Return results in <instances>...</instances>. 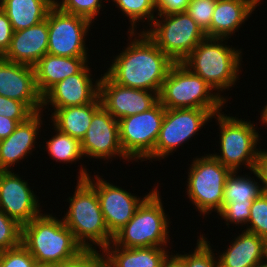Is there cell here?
<instances>
[{
    "label": "cell",
    "instance_id": "6da1fadb",
    "mask_svg": "<svg viewBox=\"0 0 267 267\" xmlns=\"http://www.w3.org/2000/svg\"><path fill=\"white\" fill-rule=\"evenodd\" d=\"M128 34L127 47L114 57L105 73L119 85L149 90L159 95L175 62L145 32Z\"/></svg>",
    "mask_w": 267,
    "mask_h": 267
},
{
    "label": "cell",
    "instance_id": "7a4b0ae2",
    "mask_svg": "<svg viewBox=\"0 0 267 267\" xmlns=\"http://www.w3.org/2000/svg\"><path fill=\"white\" fill-rule=\"evenodd\" d=\"M21 244L37 264L54 267L66 264L84 251L63 219L47 213L22 225Z\"/></svg>",
    "mask_w": 267,
    "mask_h": 267
},
{
    "label": "cell",
    "instance_id": "3957f363",
    "mask_svg": "<svg viewBox=\"0 0 267 267\" xmlns=\"http://www.w3.org/2000/svg\"><path fill=\"white\" fill-rule=\"evenodd\" d=\"M224 40L228 38L206 37L182 63L193 73L199 75L228 103V98L221 92L226 89L228 91L236 85L243 58L241 48L240 50L232 48L224 44Z\"/></svg>",
    "mask_w": 267,
    "mask_h": 267
},
{
    "label": "cell",
    "instance_id": "277c9868",
    "mask_svg": "<svg viewBox=\"0 0 267 267\" xmlns=\"http://www.w3.org/2000/svg\"><path fill=\"white\" fill-rule=\"evenodd\" d=\"M77 181L74 194L67 199L70 205L63 222L84 250L98 247L103 251L113 241V236L107 229L97 192L86 179Z\"/></svg>",
    "mask_w": 267,
    "mask_h": 267
},
{
    "label": "cell",
    "instance_id": "5b68a950",
    "mask_svg": "<svg viewBox=\"0 0 267 267\" xmlns=\"http://www.w3.org/2000/svg\"><path fill=\"white\" fill-rule=\"evenodd\" d=\"M158 185L143 200L128 223L114 236L121 248L168 247L170 218L166 215Z\"/></svg>",
    "mask_w": 267,
    "mask_h": 267
},
{
    "label": "cell",
    "instance_id": "8992f818",
    "mask_svg": "<svg viewBox=\"0 0 267 267\" xmlns=\"http://www.w3.org/2000/svg\"><path fill=\"white\" fill-rule=\"evenodd\" d=\"M214 89L182 62H175L165 78L159 102L166 109L197 108L217 114L226 101Z\"/></svg>",
    "mask_w": 267,
    "mask_h": 267
},
{
    "label": "cell",
    "instance_id": "52a82bcc",
    "mask_svg": "<svg viewBox=\"0 0 267 267\" xmlns=\"http://www.w3.org/2000/svg\"><path fill=\"white\" fill-rule=\"evenodd\" d=\"M222 113L219 112L213 116L217 118V125H219L220 153L212 155L232 172H238L244 164V168L254 170L261 147L256 148L261 136L256 130L255 123Z\"/></svg>",
    "mask_w": 267,
    "mask_h": 267
},
{
    "label": "cell",
    "instance_id": "ba28073f",
    "mask_svg": "<svg viewBox=\"0 0 267 267\" xmlns=\"http://www.w3.org/2000/svg\"><path fill=\"white\" fill-rule=\"evenodd\" d=\"M149 27L142 32L174 62H182L207 37L186 12L157 13Z\"/></svg>",
    "mask_w": 267,
    "mask_h": 267
},
{
    "label": "cell",
    "instance_id": "9c48e42d",
    "mask_svg": "<svg viewBox=\"0 0 267 267\" xmlns=\"http://www.w3.org/2000/svg\"><path fill=\"white\" fill-rule=\"evenodd\" d=\"M187 194L200 214L219 213L223 207V193L231 170L212 154L196 157L188 167Z\"/></svg>",
    "mask_w": 267,
    "mask_h": 267
},
{
    "label": "cell",
    "instance_id": "30bf717a",
    "mask_svg": "<svg viewBox=\"0 0 267 267\" xmlns=\"http://www.w3.org/2000/svg\"><path fill=\"white\" fill-rule=\"evenodd\" d=\"M164 116L158 101L147 111L118 120L120 143L131 162H142L154 151Z\"/></svg>",
    "mask_w": 267,
    "mask_h": 267
},
{
    "label": "cell",
    "instance_id": "8fae6325",
    "mask_svg": "<svg viewBox=\"0 0 267 267\" xmlns=\"http://www.w3.org/2000/svg\"><path fill=\"white\" fill-rule=\"evenodd\" d=\"M214 113L206 109L181 108L166 109L161 125L160 133L155 144L154 151L144 160L164 159L174 153L183 143L198 135L197 132L203 128ZM174 151V152H173Z\"/></svg>",
    "mask_w": 267,
    "mask_h": 267
},
{
    "label": "cell",
    "instance_id": "7c38bea8",
    "mask_svg": "<svg viewBox=\"0 0 267 267\" xmlns=\"http://www.w3.org/2000/svg\"><path fill=\"white\" fill-rule=\"evenodd\" d=\"M91 24L86 18L63 12L54 5L48 12L47 53L62 57H88L85 37Z\"/></svg>",
    "mask_w": 267,
    "mask_h": 267
},
{
    "label": "cell",
    "instance_id": "4fadbf2b",
    "mask_svg": "<svg viewBox=\"0 0 267 267\" xmlns=\"http://www.w3.org/2000/svg\"><path fill=\"white\" fill-rule=\"evenodd\" d=\"M85 167H81L78 179H86L96 190L102 214L109 233L114 236L134 216L138 206L153 191L150 190L143 198L134 196L124 188L107 182L103 176L93 178ZM92 178V179H91Z\"/></svg>",
    "mask_w": 267,
    "mask_h": 267
},
{
    "label": "cell",
    "instance_id": "5bb4252c",
    "mask_svg": "<svg viewBox=\"0 0 267 267\" xmlns=\"http://www.w3.org/2000/svg\"><path fill=\"white\" fill-rule=\"evenodd\" d=\"M99 98L116 120L147 111L159 101L156 92L119 85L106 73L100 76Z\"/></svg>",
    "mask_w": 267,
    "mask_h": 267
},
{
    "label": "cell",
    "instance_id": "9a60e30c",
    "mask_svg": "<svg viewBox=\"0 0 267 267\" xmlns=\"http://www.w3.org/2000/svg\"><path fill=\"white\" fill-rule=\"evenodd\" d=\"M81 149L88 158L108 160L119 156L127 162L130 160L120 143L118 120L103 106L93 114L90 127L81 140Z\"/></svg>",
    "mask_w": 267,
    "mask_h": 267
},
{
    "label": "cell",
    "instance_id": "2e32d148",
    "mask_svg": "<svg viewBox=\"0 0 267 267\" xmlns=\"http://www.w3.org/2000/svg\"><path fill=\"white\" fill-rule=\"evenodd\" d=\"M0 171V209L20 225L41 215L40 200L18 173Z\"/></svg>",
    "mask_w": 267,
    "mask_h": 267
},
{
    "label": "cell",
    "instance_id": "e0dca14e",
    "mask_svg": "<svg viewBox=\"0 0 267 267\" xmlns=\"http://www.w3.org/2000/svg\"><path fill=\"white\" fill-rule=\"evenodd\" d=\"M0 96L23 102L33 113L45 110L36 86L34 67L3 57H0Z\"/></svg>",
    "mask_w": 267,
    "mask_h": 267
},
{
    "label": "cell",
    "instance_id": "ac0fdd59",
    "mask_svg": "<svg viewBox=\"0 0 267 267\" xmlns=\"http://www.w3.org/2000/svg\"><path fill=\"white\" fill-rule=\"evenodd\" d=\"M90 71L91 69L87 64L79 73L55 84L42 97V109H46V107L48 109L49 105H52L50 107L53 109H59L92 103L99 96L100 79L93 80Z\"/></svg>",
    "mask_w": 267,
    "mask_h": 267
},
{
    "label": "cell",
    "instance_id": "d6986e66",
    "mask_svg": "<svg viewBox=\"0 0 267 267\" xmlns=\"http://www.w3.org/2000/svg\"><path fill=\"white\" fill-rule=\"evenodd\" d=\"M43 110L34 113L26 121L19 123L14 132L0 140V171H13V166L31 155L38 145L37 138L43 125ZM37 143V144H36ZM35 146V147H34Z\"/></svg>",
    "mask_w": 267,
    "mask_h": 267
},
{
    "label": "cell",
    "instance_id": "ffe728a7",
    "mask_svg": "<svg viewBox=\"0 0 267 267\" xmlns=\"http://www.w3.org/2000/svg\"><path fill=\"white\" fill-rule=\"evenodd\" d=\"M48 50V15L37 25L13 32L11 44L2 56L8 61L34 67Z\"/></svg>",
    "mask_w": 267,
    "mask_h": 267
},
{
    "label": "cell",
    "instance_id": "44dd1931",
    "mask_svg": "<svg viewBox=\"0 0 267 267\" xmlns=\"http://www.w3.org/2000/svg\"><path fill=\"white\" fill-rule=\"evenodd\" d=\"M260 1L217 0L210 24V38H231L260 6Z\"/></svg>",
    "mask_w": 267,
    "mask_h": 267
},
{
    "label": "cell",
    "instance_id": "7402d4cb",
    "mask_svg": "<svg viewBox=\"0 0 267 267\" xmlns=\"http://www.w3.org/2000/svg\"><path fill=\"white\" fill-rule=\"evenodd\" d=\"M88 57H62L46 53L34 66L36 86L43 97L55 84L79 73L87 64Z\"/></svg>",
    "mask_w": 267,
    "mask_h": 267
},
{
    "label": "cell",
    "instance_id": "603a6c76",
    "mask_svg": "<svg viewBox=\"0 0 267 267\" xmlns=\"http://www.w3.org/2000/svg\"><path fill=\"white\" fill-rule=\"evenodd\" d=\"M233 240L218 256L219 267H255L266 258V240L260 236L243 230Z\"/></svg>",
    "mask_w": 267,
    "mask_h": 267
},
{
    "label": "cell",
    "instance_id": "cb8c5ba5",
    "mask_svg": "<svg viewBox=\"0 0 267 267\" xmlns=\"http://www.w3.org/2000/svg\"><path fill=\"white\" fill-rule=\"evenodd\" d=\"M167 247L121 248L111 242L103 253L108 267H162L165 258L172 254Z\"/></svg>",
    "mask_w": 267,
    "mask_h": 267
},
{
    "label": "cell",
    "instance_id": "d4e9b609",
    "mask_svg": "<svg viewBox=\"0 0 267 267\" xmlns=\"http://www.w3.org/2000/svg\"><path fill=\"white\" fill-rule=\"evenodd\" d=\"M99 96L90 104L69 106L54 110L51 114L53 127L81 141L90 127L93 114L101 107Z\"/></svg>",
    "mask_w": 267,
    "mask_h": 267
},
{
    "label": "cell",
    "instance_id": "484cf974",
    "mask_svg": "<svg viewBox=\"0 0 267 267\" xmlns=\"http://www.w3.org/2000/svg\"><path fill=\"white\" fill-rule=\"evenodd\" d=\"M55 0H4L0 7L7 14L14 32L37 25L47 18Z\"/></svg>",
    "mask_w": 267,
    "mask_h": 267
},
{
    "label": "cell",
    "instance_id": "4316f807",
    "mask_svg": "<svg viewBox=\"0 0 267 267\" xmlns=\"http://www.w3.org/2000/svg\"><path fill=\"white\" fill-rule=\"evenodd\" d=\"M237 174V171H233L226 179L223 204L252 205L254 199L264 192L262 185L257 179L255 181L254 176Z\"/></svg>",
    "mask_w": 267,
    "mask_h": 267
},
{
    "label": "cell",
    "instance_id": "83f0119b",
    "mask_svg": "<svg viewBox=\"0 0 267 267\" xmlns=\"http://www.w3.org/2000/svg\"><path fill=\"white\" fill-rule=\"evenodd\" d=\"M55 135L46 142V150L52 160L62 163H73L79 161L84 156L81 149V141L67 134L60 132L57 128H52Z\"/></svg>",
    "mask_w": 267,
    "mask_h": 267
},
{
    "label": "cell",
    "instance_id": "f1b7e54d",
    "mask_svg": "<svg viewBox=\"0 0 267 267\" xmlns=\"http://www.w3.org/2000/svg\"><path fill=\"white\" fill-rule=\"evenodd\" d=\"M115 6L127 16L130 27L128 32H136L137 22L148 21L150 26L156 17L154 12L157 11L156 0H112ZM117 4V5H116Z\"/></svg>",
    "mask_w": 267,
    "mask_h": 267
},
{
    "label": "cell",
    "instance_id": "f546056e",
    "mask_svg": "<svg viewBox=\"0 0 267 267\" xmlns=\"http://www.w3.org/2000/svg\"><path fill=\"white\" fill-rule=\"evenodd\" d=\"M201 234L198 237L196 248L187 254L176 253L185 263L187 267H219L218 257L213 253L210 241Z\"/></svg>",
    "mask_w": 267,
    "mask_h": 267
},
{
    "label": "cell",
    "instance_id": "4dcf8cb0",
    "mask_svg": "<svg viewBox=\"0 0 267 267\" xmlns=\"http://www.w3.org/2000/svg\"><path fill=\"white\" fill-rule=\"evenodd\" d=\"M107 1L109 0H104V2ZM54 2L63 12L86 18L92 23L100 14L102 6L104 7L103 0H55Z\"/></svg>",
    "mask_w": 267,
    "mask_h": 267
},
{
    "label": "cell",
    "instance_id": "1f68e13d",
    "mask_svg": "<svg viewBox=\"0 0 267 267\" xmlns=\"http://www.w3.org/2000/svg\"><path fill=\"white\" fill-rule=\"evenodd\" d=\"M244 230L267 240V193L263 192L257 199H254L250 208L248 225Z\"/></svg>",
    "mask_w": 267,
    "mask_h": 267
},
{
    "label": "cell",
    "instance_id": "d6a6232c",
    "mask_svg": "<svg viewBox=\"0 0 267 267\" xmlns=\"http://www.w3.org/2000/svg\"><path fill=\"white\" fill-rule=\"evenodd\" d=\"M21 236L22 225L0 209V251L18 247Z\"/></svg>",
    "mask_w": 267,
    "mask_h": 267
},
{
    "label": "cell",
    "instance_id": "836d02e7",
    "mask_svg": "<svg viewBox=\"0 0 267 267\" xmlns=\"http://www.w3.org/2000/svg\"><path fill=\"white\" fill-rule=\"evenodd\" d=\"M217 0H190L185 12L210 37V24Z\"/></svg>",
    "mask_w": 267,
    "mask_h": 267
},
{
    "label": "cell",
    "instance_id": "e575fe53",
    "mask_svg": "<svg viewBox=\"0 0 267 267\" xmlns=\"http://www.w3.org/2000/svg\"><path fill=\"white\" fill-rule=\"evenodd\" d=\"M36 264L34 257L22 244L0 251V267H34Z\"/></svg>",
    "mask_w": 267,
    "mask_h": 267
},
{
    "label": "cell",
    "instance_id": "d590c367",
    "mask_svg": "<svg viewBox=\"0 0 267 267\" xmlns=\"http://www.w3.org/2000/svg\"><path fill=\"white\" fill-rule=\"evenodd\" d=\"M33 114L34 113L23 102L0 96V115L22 123Z\"/></svg>",
    "mask_w": 267,
    "mask_h": 267
},
{
    "label": "cell",
    "instance_id": "8d00e7d4",
    "mask_svg": "<svg viewBox=\"0 0 267 267\" xmlns=\"http://www.w3.org/2000/svg\"><path fill=\"white\" fill-rule=\"evenodd\" d=\"M252 205H236V204H223L221 211L217 214L222 217L229 227L230 224L248 225V220L250 218V208ZM230 223V224H229Z\"/></svg>",
    "mask_w": 267,
    "mask_h": 267
},
{
    "label": "cell",
    "instance_id": "74e56055",
    "mask_svg": "<svg viewBox=\"0 0 267 267\" xmlns=\"http://www.w3.org/2000/svg\"><path fill=\"white\" fill-rule=\"evenodd\" d=\"M58 267H108V262L102 250H84L77 258Z\"/></svg>",
    "mask_w": 267,
    "mask_h": 267
},
{
    "label": "cell",
    "instance_id": "f35d334b",
    "mask_svg": "<svg viewBox=\"0 0 267 267\" xmlns=\"http://www.w3.org/2000/svg\"><path fill=\"white\" fill-rule=\"evenodd\" d=\"M13 32L7 14L0 7V57L9 49Z\"/></svg>",
    "mask_w": 267,
    "mask_h": 267
},
{
    "label": "cell",
    "instance_id": "ab89813d",
    "mask_svg": "<svg viewBox=\"0 0 267 267\" xmlns=\"http://www.w3.org/2000/svg\"><path fill=\"white\" fill-rule=\"evenodd\" d=\"M261 181L263 191L267 193V149H260L254 170L251 171Z\"/></svg>",
    "mask_w": 267,
    "mask_h": 267
},
{
    "label": "cell",
    "instance_id": "60d3db41",
    "mask_svg": "<svg viewBox=\"0 0 267 267\" xmlns=\"http://www.w3.org/2000/svg\"><path fill=\"white\" fill-rule=\"evenodd\" d=\"M190 0H156L157 13L185 12Z\"/></svg>",
    "mask_w": 267,
    "mask_h": 267
},
{
    "label": "cell",
    "instance_id": "b9f144b4",
    "mask_svg": "<svg viewBox=\"0 0 267 267\" xmlns=\"http://www.w3.org/2000/svg\"><path fill=\"white\" fill-rule=\"evenodd\" d=\"M18 124L19 122L17 120L0 115V140L9 137L14 132Z\"/></svg>",
    "mask_w": 267,
    "mask_h": 267
},
{
    "label": "cell",
    "instance_id": "7bdbcfd3",
    "mask_svg": "<svg viewBox=\"0 0 267 267\" xmlns=\"http://www.w3.org/2000/svg\"><path fill=\"white\" fill-rule=\"evenodd\" d=\"M162 267H187L186 263L177 255L172 254L165 258L164 264Z\"/></svg>",
    "mask_w": 267,
    "mask_h": 267
},
{
    "label": "cell",
    "instance_id": "ee69618b",
    "mask_svg": "<svg viewBox=\"0 0 267 267\" xmlns=\"http://www.w3.org/2000/svg\"><path fill=\"white\" fill-rule=\"evenodd\" d=\"M263 109L261 110V113H260V117H261V120L260 121H262L261 123L263 124V125H266V127H267V103H266V105L264 106V107H262Z\"/></svg>",
    "mask_w": 267,
    "mask_h": 267
},
{
    "label": "cell",
    "instance_id": "f6af8a7d",
    "mask_svg": "<svg viewBox=\"0 0 267 267\" xmlns=\"http://www.w3.org/2000/svg\"><path fill=\"white\" fill-rule=\"evenodd\" d=\"M255 267H267V258L263 259Z\"/></svg>",
    "mask_w": 267,
    "mask_h": 267
},
{
    "label": "cell",
    "instance_id": "bcb514c9",
    "mask_svg": "<svg viewBox=\"0 0 267 267\" xmlns=\"http://www.w3.org/2000/svg\"><path fill=\"white\" fill-rule=\"evenodd\" d=\"M34 267H54L51 265L36 264Z\"/></svg>",
    "mask_w": 267,
    "mask_h": 267
},
{
    "label": "cell",
    "instance_id": "7dc6e473",
    "mask_svg": "<svg viewBox=\"0 0 267 267\" xmlns=\"http://www.w3.org/2000/svg\"><path fill=\"white\" fill-rule=\"evenodd\" d=\"M266 258H267V240H266Z\"/></svg>",
    "mask_w": 267,
    "mask_h": 267
}]
</instances>
